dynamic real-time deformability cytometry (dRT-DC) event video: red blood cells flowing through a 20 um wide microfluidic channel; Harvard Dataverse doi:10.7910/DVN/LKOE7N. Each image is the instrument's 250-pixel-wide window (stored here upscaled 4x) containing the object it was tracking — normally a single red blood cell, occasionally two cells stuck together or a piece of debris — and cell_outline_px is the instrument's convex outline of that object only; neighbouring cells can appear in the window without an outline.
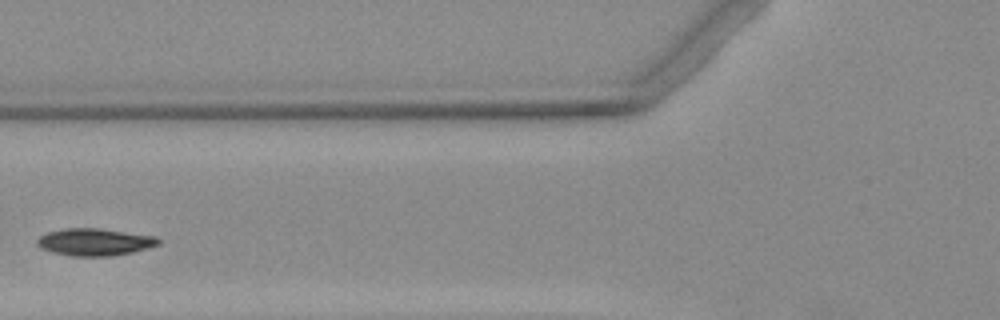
{"species": "Egyptian fruit bat (a non-hibernating species)", "species_latin": "Rousettus aegyptiacus", "temperature_condition": "warm", "stored_images_in_passage": 3, "camera_frame_rate_fps": 3000, "um_per_image_px": 0.085, "animal": {"sex": "female"}, "frame": {"image": 1, "passage_image": 2, "time_ms": 1.333, "image_size_px": [1000, 320], "cell_outline_px": [[160, 244], [148, 248], [132, 252], [112, 256], [72, 256], [52, 252], [40, 248], [36, 244], [36, 240], [40, 236], [48, 232], [64, 228], [100, 228], [156, 236], [160, 240]], "centroid_in_image_um": [8.05, 20.57], "position_along_channel_um": 117.8, "area_um2": 19.36}}
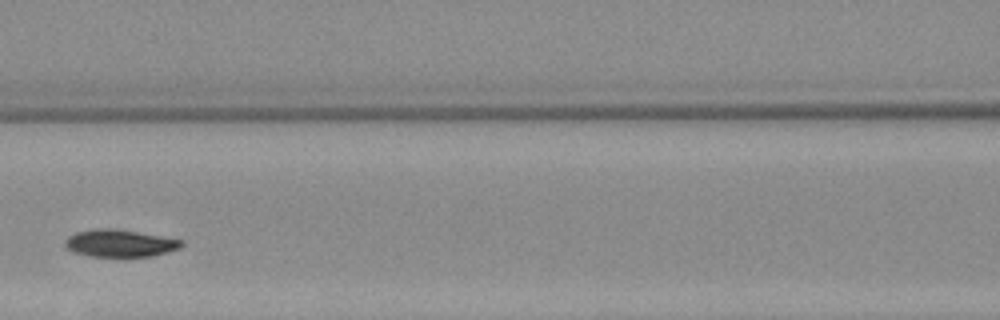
{"frame": {"image": 2, "passage_image": 3, "time_ms": 2.333, "image_size_px": [1000, 320], "cell_outline_px": [[184, 244], [180, 248], [152, 256], [88, 256], [72, 252], [64, 244], [64, 240], [68, 236], [76, 232], [92, 228], [116, 228], [184, 240]], "centroid_in_image_um": [10.16, 20.66], "position_along_channel_um": 156.4, "area_um2": 18.67}}